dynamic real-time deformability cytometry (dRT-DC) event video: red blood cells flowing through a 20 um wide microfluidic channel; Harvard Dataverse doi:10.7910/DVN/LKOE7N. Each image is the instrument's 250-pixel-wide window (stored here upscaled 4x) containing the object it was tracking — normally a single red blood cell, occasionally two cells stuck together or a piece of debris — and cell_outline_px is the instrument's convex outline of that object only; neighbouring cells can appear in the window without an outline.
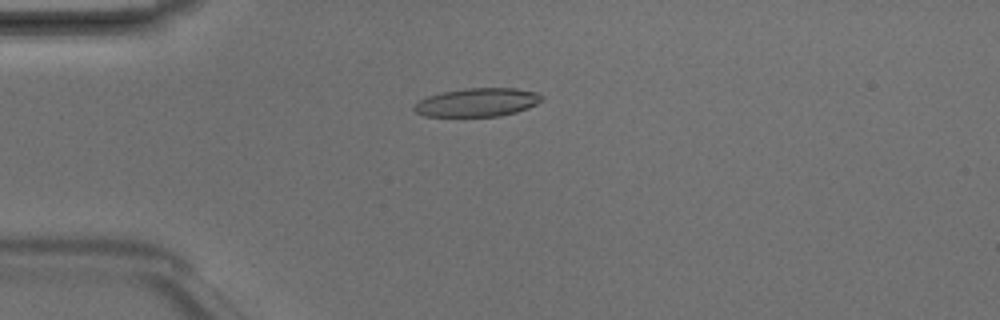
{"species": "Egyptian fruit bat (a non-hibernating species)", "species_latin": "Rousettus aegyptiacus", "temperature_condition": "room temperature", "stored_images_in_passage": 4, "camera_frame_rate_fps": 3000, "um_per_image_px": 0.085, "animal": {"sex": "male"}, "frame": {"image": 1, "passage_image": 4, "time_ms": 1.0, "image_size_px": [1000, 320], "cell_outline_px": [[544, 100], [528, 108], [516, 112], [500, 116], [424, 116], [416, 112], [412, 108], [420, 100], [428, 96], [444, 92], [464, 88], [516, 88], [536, 92], [544, 96]], "centroid_in_image_um": [40.61, 8.7], "position_along_channel_um": 44.4, "area_um2": 21.15}}